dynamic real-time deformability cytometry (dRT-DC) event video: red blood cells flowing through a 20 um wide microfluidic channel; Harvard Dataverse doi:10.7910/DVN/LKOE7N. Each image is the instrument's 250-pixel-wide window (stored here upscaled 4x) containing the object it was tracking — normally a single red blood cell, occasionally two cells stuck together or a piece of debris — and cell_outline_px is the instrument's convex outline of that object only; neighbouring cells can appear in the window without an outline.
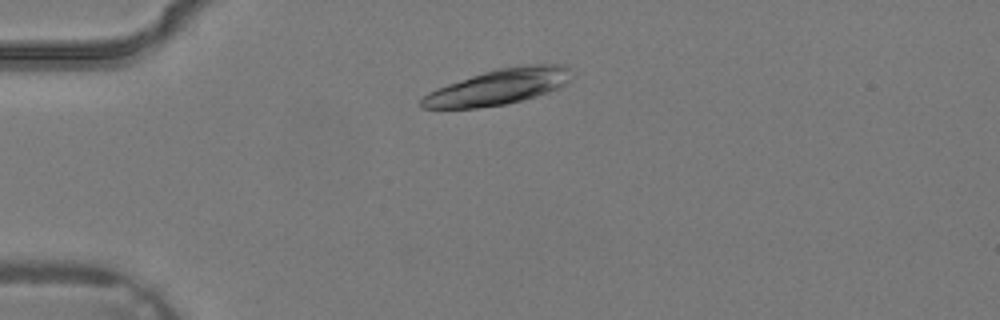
{"species": "common noctule bat (a hibernating species)", "species_latin": "Nyctalus noctula", "temperature_condition": "warm", "stored_images_in_passage": 2, "camera_frame_rate_fps": 3000, "um_per_image_px": 0.085, "animal": {"sex": "male", "body_mass_g": 19.2, "forearm_length_mm": 51.8}, "frame": {"image": 1, "passage_image": 2, "time_ms": 0.333, "image_size_px": [1000, 320], "cell_outline_px": [[572, 80], [568, 84], [536, 96], [524, 100], [504, 104], [476, 108], [420, 108], [420, 100], [428, 92], [436, 88], [484, 72], [500, 68], [524, 64], [564, 64], [568, 68]], "centroid_in_image_um": [42.39, 7.38], "position_along_channel_um": 42.6, "area_um2": 30.98}}